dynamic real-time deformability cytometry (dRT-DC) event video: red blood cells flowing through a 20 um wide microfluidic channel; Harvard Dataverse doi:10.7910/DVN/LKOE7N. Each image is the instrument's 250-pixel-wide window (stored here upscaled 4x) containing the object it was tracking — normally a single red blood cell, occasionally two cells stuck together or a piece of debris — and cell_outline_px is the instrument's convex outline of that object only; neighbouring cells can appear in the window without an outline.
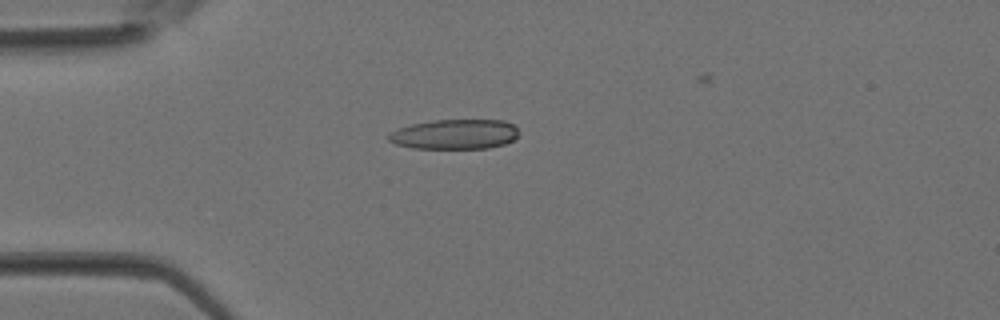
{"species": "Egyptian fruit bat (a non-hibernating species)", "species_latin": "Rousettus aegyptiacus", "temperature_condition": "room temperature", "stored_images_in_passage": 3, "camera_frame_rate_fps": 3000, "um_per_image_px": 0.085, "animal": {"sex": "female"}, "frame": {"image": 1, "passage_image": 2, "time_ms": 0.333, "image_size_px": [1000, 320], "cell_outline_px": [[520, 132], [512, 140], [504, 144], [488, 148], [412, 148], [396, 144], [388, 140], [388, 136], [392, 132], [400, 128], [412, 124], [432, 120], [504, 120], [516, 124]], "centroid_in_image_um": [38.71, 11.4], "position_along_channel_um": 46.3, "area_um2": 22.66}}